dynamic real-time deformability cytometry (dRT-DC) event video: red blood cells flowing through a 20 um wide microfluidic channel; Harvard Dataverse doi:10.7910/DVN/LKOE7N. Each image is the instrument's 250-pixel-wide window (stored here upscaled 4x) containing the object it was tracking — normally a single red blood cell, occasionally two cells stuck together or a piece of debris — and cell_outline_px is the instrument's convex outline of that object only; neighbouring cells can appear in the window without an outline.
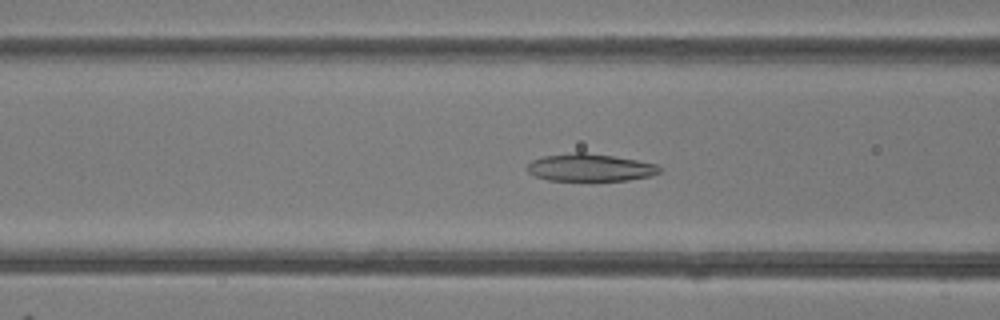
{"species": "common noctule bat (a hibernating species)", "species_latin": "Nyctalus noctula", "temperature_condition": "room temperature", "stored_images_in_passage": 48, "camera_frame_rate_fps": 3000, "um_per_image_px": 0.085, "animal": {"sex": "female"}, "frame": {"image": 1, "passage_image": 19, "time_ms": 6.0, "image_size_px": [1000, 320], "cell_outline_px": [[660, 172], [652, 176], [628, 180], [548, 180], [536, 176], [528, 172], [528, 164], [532, 160], [544, 156], [576, 152], [584, 152], [612, 156], [636, 160], [656, 164], [660, 168]], "centroid_in_image_um": [50.17, 14.24], "position_along_channel_um": 116.4, "area_um2": 20.92}}
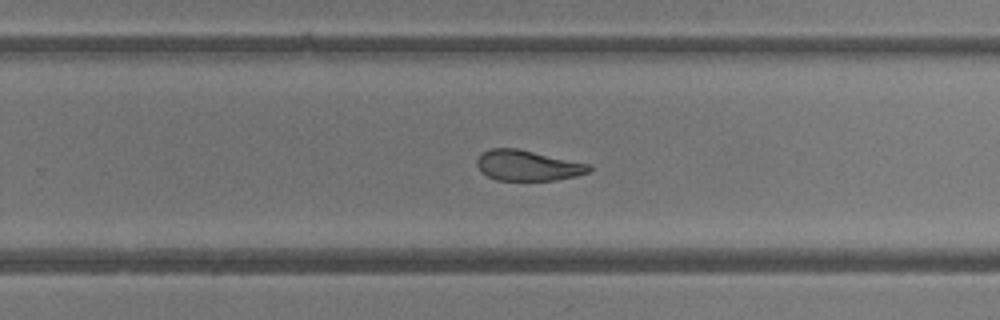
{"frame": {"image": 2, "passage_image": 31, "time_ms": 10.0, "image_size_px": [1000, 320], "cell_outline_px": [[592, 168], [588, 172], [576, 176], [556, 180], [496, 180], [480, 172], [476, 164], [476, 160], [480, 152], [492, 148], [516, 148], [592, 164]], "centroid_in_image_um": [44.83, 14.06], "position_along_channel_um": 285.0, "area_um2": 20.11}}
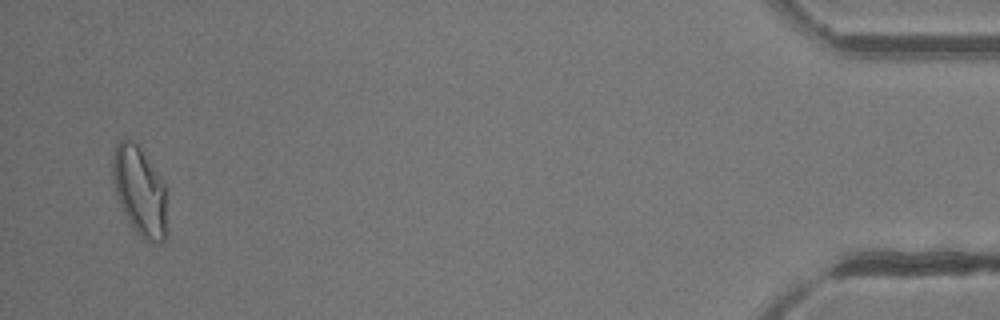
{"frame": {"image": 3, "passage_image": 47, "time_ms": 15.333, "image_size_px": [1000, 320], "cell_outline_px": [[164, 240], [160, 244], [152, 244], [144, 240], [132, 228], [120, 204], [116, 192], [112, 176], [112, 156], [116, 144], [120, 140], [132, 140], [136, 144], [164, 184]], "centroid_in_image_um": [11.82, 16.27], "position_along_channel_um": 423.4, "area_um2": 27.28}, "authors_computed_cell_mechanics": {"area_um2": 23.2934, "velocity_mm_per_s": 4.2145, "shape_relaxation_time_tau1_ms": null, "shape_relaxation_time_tau2_ms": 1.9508, "deformation_change_tau1": null, "deformation_change_tau2": 0.0886}}